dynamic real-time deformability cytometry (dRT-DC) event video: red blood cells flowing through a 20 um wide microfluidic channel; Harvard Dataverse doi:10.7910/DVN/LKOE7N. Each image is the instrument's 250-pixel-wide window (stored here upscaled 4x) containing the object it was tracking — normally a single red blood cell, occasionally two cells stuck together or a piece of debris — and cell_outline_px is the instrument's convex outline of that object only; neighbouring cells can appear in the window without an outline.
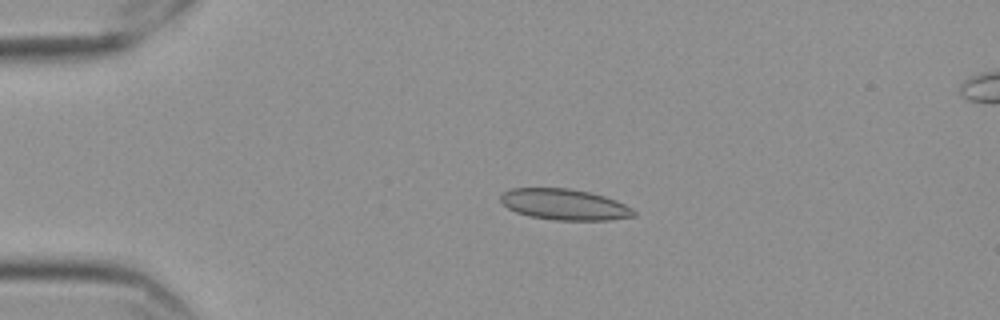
{"species": "Egyptian fruit bat (a non-hibernating species)", "species_latin": "Rousettus aegyptiacus", "temperature_condition": "cold", "stored_images_in_passage": 57, "camera_frame_rate_fps": 3000, "um_per_image_px": 0.085, "frame": {"image": 1, "passage_image": 13, "time_ms": 4.0, "image_size_px": [1000, 320], "cell_outline_px": [[636, 216], [608, 220], [556, 220], [528, 216], [516, 212], [508, 208], [500, 200], [500, 196], [504, 192], [512, 188], [568, 188], [588, 192], [604, 196], [616, 200], [632, 208], [636, 212]], "centroid_in_image_um": [47.98, 17.38], "position_along_channel_um": 37.0, "area_um2": 23.99}}
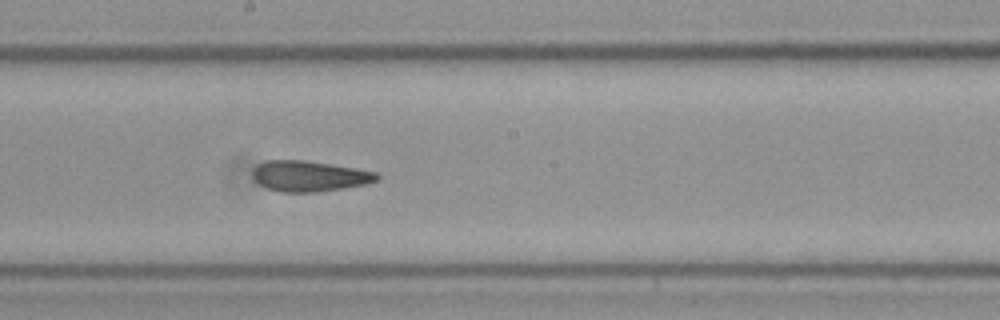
{"frame": {"image": 2, "passage_image": 32, "time_ms": 10.333, "image_size_px": [1000, 320], "cell_outline_px": [[380, 176], [376, 180], [364, 184], [344, 188], [316, 192], [280, 192], [268, 188], [260, 184], [252, 176], [252, 172], [256, 164], [264, 160], [304, 160], [356, 168], [376, 172]], "centroid_in_image_um": [26.26, 14.96], "position_along_channel_um": 221.9, "area_um2": 22.14}}
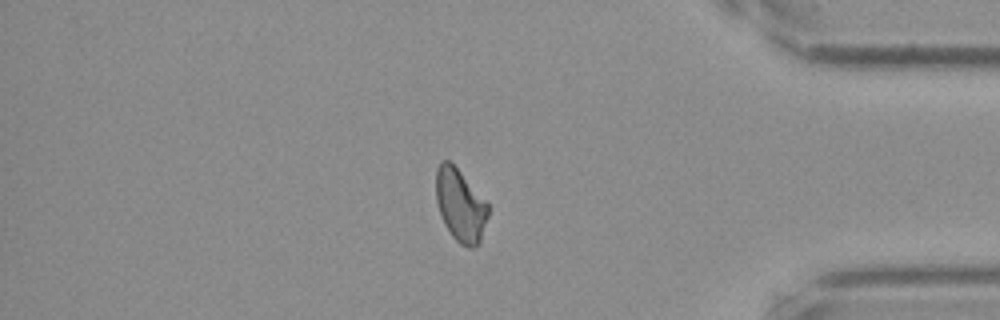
{"frame": {"image": 3, "passage_image": 49, "time_ms": 16.0, "image_size_px": [1000, 320], "cell_outline_px": [[488, 216], [480, 244], [472, 248], [468, 248], [460, 244], [452, 236], [444, 224], [436, 200], [436, 168], [440, 160], [448, 160], [460, 172], [488, 204]], "centroid_in_image_um": [39.12, 17.48], "position_along_channel_um": 396.1, "area_um2": 21.91}, "authors_computed_cell_mechanics": {"area_um2": 22.831, "velocity_mm_per_s": 3.5458, "shape_relaxation_time_tau1_ms": null, "shape_relaxation_time_tau2_ms": 3.0229, "deformation_change_tau1": null, "deformation_change_tau2": 0.085}}